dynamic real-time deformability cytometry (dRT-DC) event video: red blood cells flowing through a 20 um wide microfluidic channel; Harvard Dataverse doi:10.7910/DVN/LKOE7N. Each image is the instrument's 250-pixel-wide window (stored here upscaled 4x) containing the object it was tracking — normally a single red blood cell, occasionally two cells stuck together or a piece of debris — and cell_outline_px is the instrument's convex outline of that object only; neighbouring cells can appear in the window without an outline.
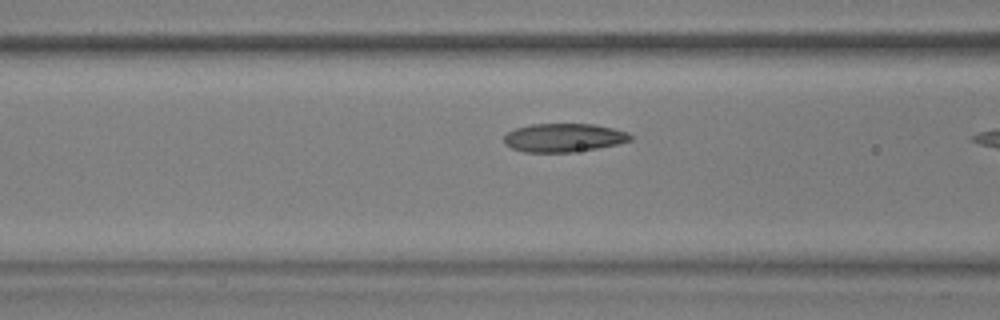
{"species": "common noctule bat (a hibernating species)", "species_latin": "Nyctalus noctula", "temperature_condition": "warm", "stored_images_in_passage": 9, "camera_frame_rate_fps": 3000, "um_per_image_px": 0.085, "animal": {"sex": "male", "body_mass_g": 17.9, "forearm_length_mm": 54.2}, "frame": {"image": 1, "passage_image": 8, "time_ms": 2.333, "image_size_px": [1000, 320], "cell_outline_px": [[632, 140], [616, 144], [596, 148], [572, 152], [524, 152], [512, 148], [504, 144], [504, 136], [508, 132], [516, 128], [532, 124], [596, 124], [628, 132], [632, 136]], "centroid_in_image_um": [47.91, 11.7], "position_along_channel_um": 118.7, "area_um2": 20.92}}